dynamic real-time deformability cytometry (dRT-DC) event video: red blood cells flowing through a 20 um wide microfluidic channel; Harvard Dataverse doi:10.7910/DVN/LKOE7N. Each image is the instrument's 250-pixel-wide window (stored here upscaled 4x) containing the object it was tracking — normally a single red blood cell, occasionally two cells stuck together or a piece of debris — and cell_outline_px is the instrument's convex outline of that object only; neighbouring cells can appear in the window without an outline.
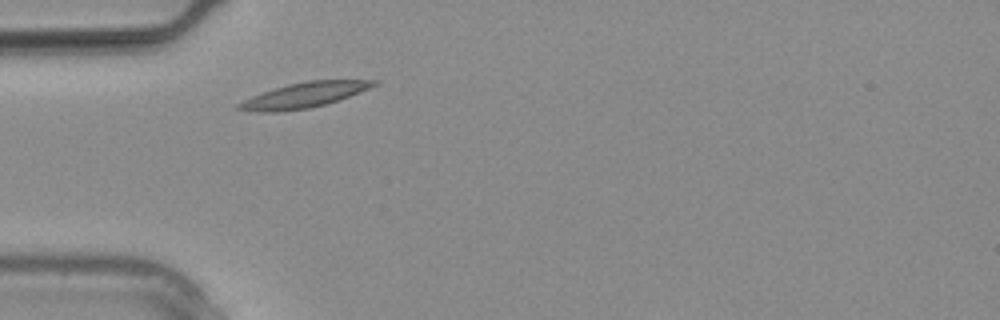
{"species": "common noctule bat (a hibernating species)", "species_latin": "Nyctalus noctula", "temperature_condition": "warm", "stored_images_in_passage": 1, "camera_frame_rate_fps": 3000, "um_per_image_px": 0.085, "animal": {"sex": "male", "body_mass_g": 20.4}, "frame": {"image": 1, "passage_image": 1, "time_ms": 0.0, "image_size_px": [1000, 320], "cell_outline_px": [[380, 84], [360, 92], [324, 104], [308, 108], [276, 112], [260, 112], [236, 108], [236, 104], [252, 96], [288, 84], [308, 80], [380, 80]], "centroid_in_image_um": [25.88, 8.07], "position_along_channel_um": 59.1, "area_um2": 19.48}}